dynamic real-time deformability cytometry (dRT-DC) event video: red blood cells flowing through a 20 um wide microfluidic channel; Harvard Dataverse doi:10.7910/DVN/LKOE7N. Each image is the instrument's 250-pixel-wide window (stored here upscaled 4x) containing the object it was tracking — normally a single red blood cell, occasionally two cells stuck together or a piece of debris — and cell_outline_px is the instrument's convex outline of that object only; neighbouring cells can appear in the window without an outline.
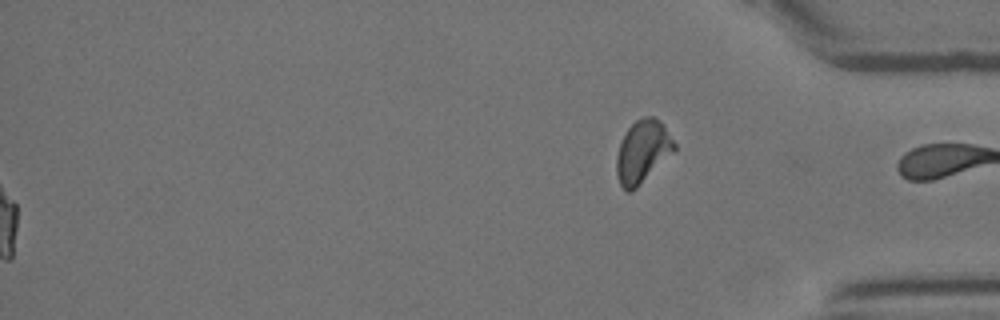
{"species": "Egyptian fruit bat (a non-hibernating species)", "species_latin": "Rousettus aegyptiacus", "temperature_condition": "room temperature", "stored_images_in_passage": 54, "segment_of_instrument_passage": [2, 2], "camera_frame_rate_fps": 3000, "um_per_image_px": 0.085, "animal": {"sex": "female"}, "frame": {"image": 1, "passage_image": 54, "time_ms": 17.667, "image_size_px": [1000, 320], "cell_outline_px": [[676, 148], [632, 192], [628, 192], [620, 184], [616, 176], [616, 156], [620, 144], [628, 128], [640, 116], [652, 116], [660, 120], [676, 144]], "centroid_in_image_um": [54.6, 12.86], "position_along_channel_um": 380.6, "area_um2": 20.75}}